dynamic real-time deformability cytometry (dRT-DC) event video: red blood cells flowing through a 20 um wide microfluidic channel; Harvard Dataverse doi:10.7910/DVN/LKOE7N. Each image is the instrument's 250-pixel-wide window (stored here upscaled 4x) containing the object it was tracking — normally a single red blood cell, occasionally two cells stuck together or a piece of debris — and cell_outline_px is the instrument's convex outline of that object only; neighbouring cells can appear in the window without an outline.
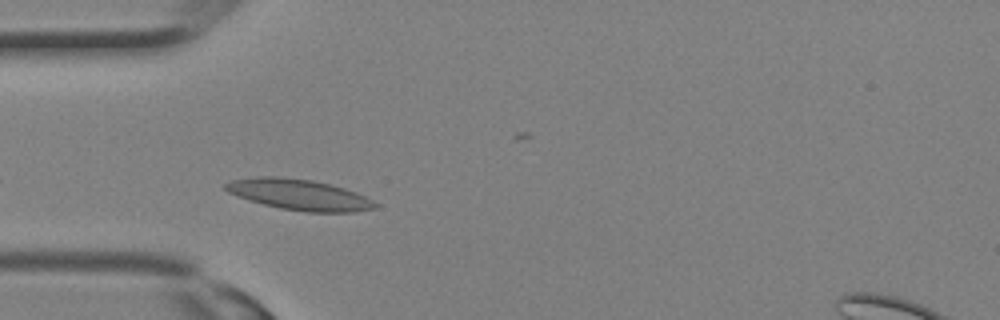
{"species": "Egyptian fruit bat (a non-hibernating species)", "species_latin": "Rousettus aegyptiacus", "temperature_condition": "room temperature", "stored_images_in_passage": 5, "camera_frame_rate_fps": 3000, "um_per_image_px": 0.085, "animal": {"sex": "female"}, "frame": {"image": 1, "passage_image": 2, "time_ms": 0.333, "image_size_px": [1000, 320], "cell_outline_px": [[380, 204], [376, 208], [356, 212], [308, 212], [280, 208], [264, 204], [228, 192], [224, 188], [224, 184], [232, 180], [260, 176], [272, 176], [312, 180], [344, 188], [356, 192]], "centroid_in_image_um": [25.48, 16.55], "position_along_channel_um": 59.5, "area_um2": 26.53}}
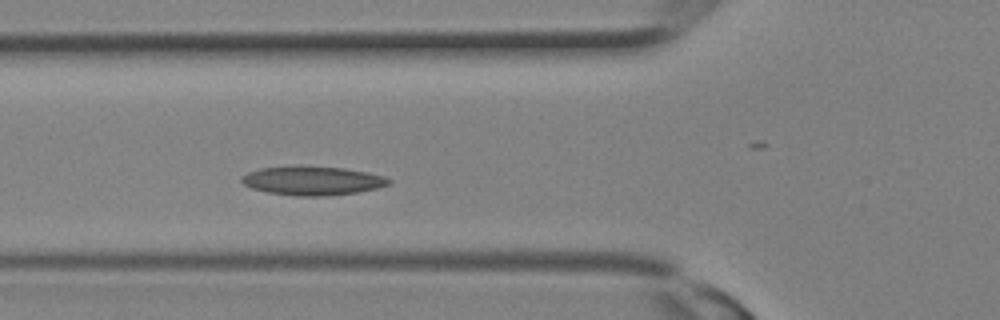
{"frame": {"image": 2, "passage_image": 4, "time_ms": 1.0, "image_size_px": [1000, 320], "cell_outline_px": [[392, 180], [388, 184], [376, 188], [356, 192], [328, 196], [296, 196], [268, 192], [252, 188], [244, 184], [240, 180], [248, 172], [260, 168], [344, 168], [368, 172], [384, 176]], "centroid_in_image_um": [26.6, 15.39], "position_along_channel_um": 99.2, "area_um2": 23.87}}